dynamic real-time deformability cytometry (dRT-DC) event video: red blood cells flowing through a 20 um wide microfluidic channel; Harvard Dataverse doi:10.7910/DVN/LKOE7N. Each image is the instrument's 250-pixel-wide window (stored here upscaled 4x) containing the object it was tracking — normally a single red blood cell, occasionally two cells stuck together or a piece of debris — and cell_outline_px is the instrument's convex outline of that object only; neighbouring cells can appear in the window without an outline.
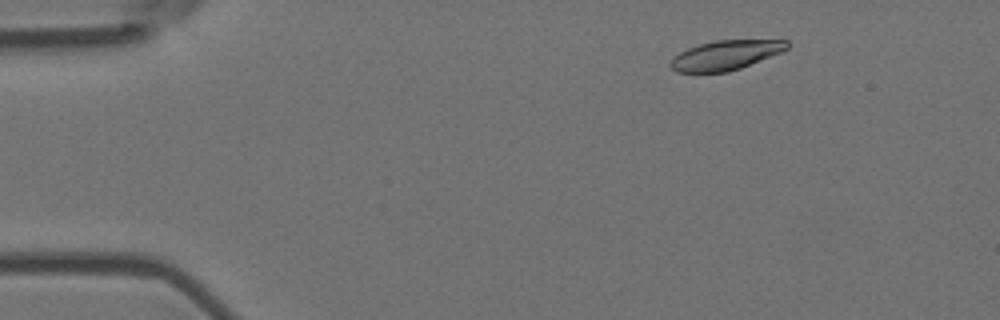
{"species": "Egyptian fruit bat (a non-hibernating species)", "species_latin": "Rousettus aegyptiacus", "temperature_condition": "room temperature", "stored_images_in_passage": 7, "camera_frame_rate_fps": 3000, "um_per_image_px": 0.085, "animal": {"sex": "female"}, "frame": {"image": 1, "passage_image": 2, "time_ms": 0.333, "image_size_px": [1000, 320], "cell_outline_px": [[788, 48], [780, 52], [740, 68], [728, 72], [676, 72], [668, 64], [680, 52], [688, 48], [700, 44], [716, 40], [788, 40]], "centroid_in_image_um": [61.66, 4.69], "position_along_channel_um": 23.3, "area_um2": 19.71}}
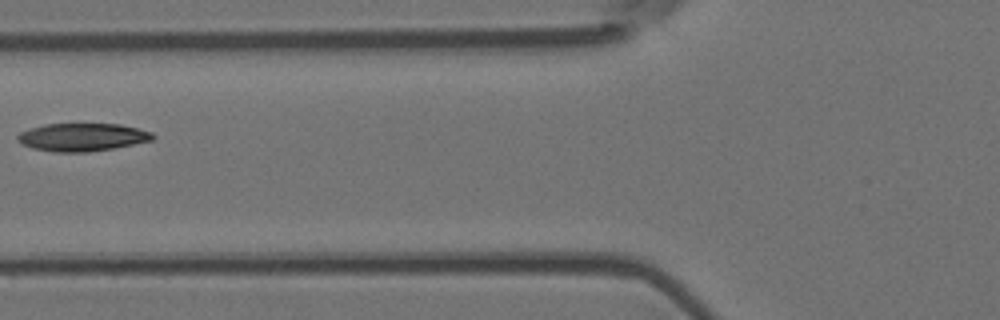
{"frame": {"image": 2, "passage_image": 6, "time_ms": 1.667, "image_size_px": [1000, 320], "cell_outline_px": [[156, 136], [152, 140], [112, 148], [88, 152], [56, 152], [32, 148], [16, 140], [16, 136], [20, 132], [44, 124], [120, 124], [152, 132]], "centroid_in_image_um": [6.98, 11.65], "position_along_channel_um": 118.8, "area_um2": 21.79}}
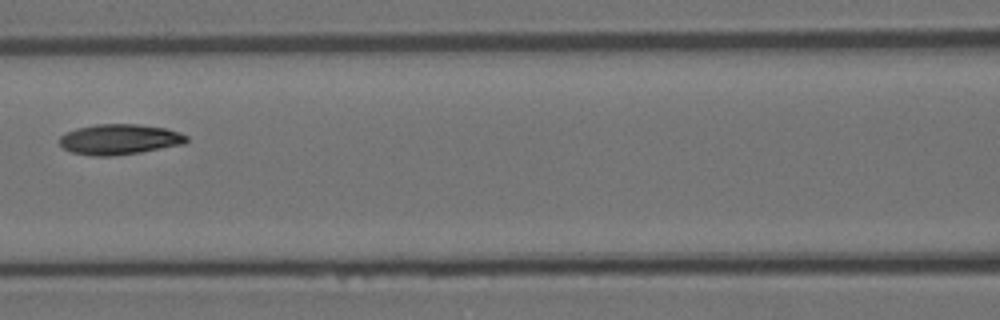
{"frame": {"image": 3, "passage_image": 7, "time_ms": 2.0, "image_size_px": [1000, 320], "cell_outline_px": [[188, 140], [184, 144], [140, 152], [112, 156], [92, 156], [72, 152], [64, 148], [60, 144], [60, 136], [64, 132], [76, 128], [96, 124], [140, 124], [164, 128], [180, 132], [188, 136]], "centroid_in_image_um": [10.15, 11.84], "position_along_channel_um": 156.5, "area_um2": 22.6}}